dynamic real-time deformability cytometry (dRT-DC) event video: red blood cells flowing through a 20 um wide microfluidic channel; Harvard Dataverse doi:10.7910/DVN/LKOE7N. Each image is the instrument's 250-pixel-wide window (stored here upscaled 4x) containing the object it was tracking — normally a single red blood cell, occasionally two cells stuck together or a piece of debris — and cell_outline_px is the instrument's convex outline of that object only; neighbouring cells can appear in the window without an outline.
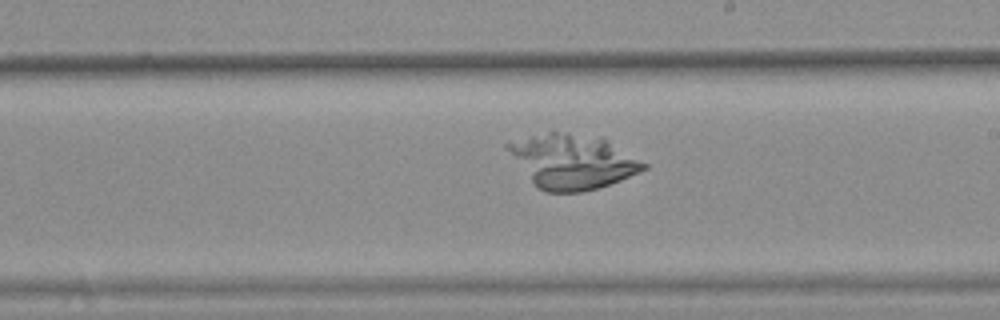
{"species": "common noctule bat (a hibernating species)", "species_latin": "Nyctalus noctula", "temperature_condition": "warm", "stored_images_in_passage": 36, "camera_frame_rate_fps": 3000, "um_per_image_px": 0.085, "animal": {"sex": "female", "body_mass_g": 25.1}, "frame": {"image": 1, "passage_image": 20, "time_ms": 6.333, "image_size_px": [1000, 320], "cell_outline_px": [[648, 168], [620, 180], [596, 188], [580, 192], [544, 192], [536, 188], [504, 144], [552, 128], [608, 140], [648, 164]], "centroid_in_image_um": [48.64, 13.69], "position_along_channel_um": 240.4, "area_um2": 43.06}}
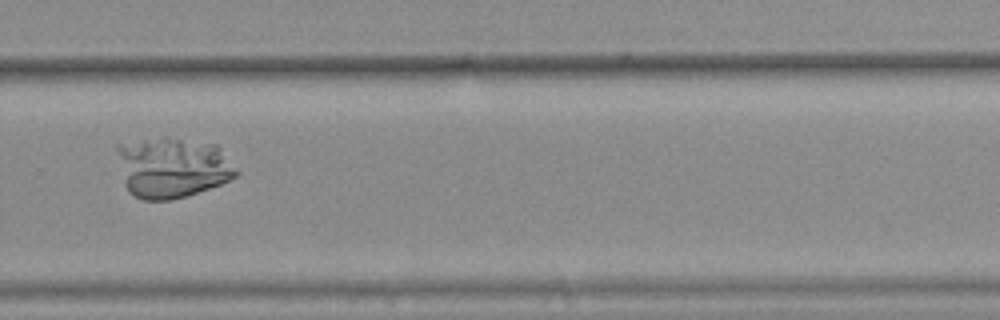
{"frame": {"image": 2, "passage_image": 26, "time_ms": 8.333, "image_size_px": [1000, 320], "cell_outline_px": [[240, 172], [236, 176], [220, 184], [172, 200], [144, 200], [128, 192], [116, 148], [116, 144], [164, 136], [168, 136], [216, 144], [220, 148]], "centroid_in_image_um": [14.67, 14.21], "position_along_channel_um": 315.1, "area_um2": 41.91}}
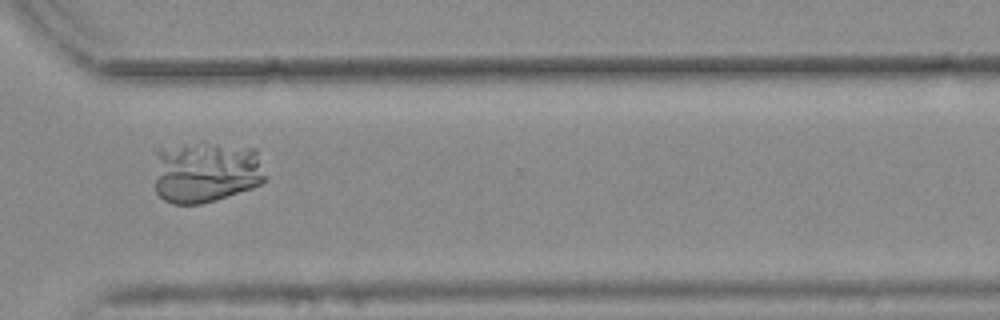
{"frame": {"image": 3, "passage_image": 29, "time_ms": 9.333, "image_size_px": [1000, 320], "cell_outline_px": [[268, 180], [252, 188], [216, 200], [200, 204], [172, 204], [164, 200], [156, 192], [156, 152], [160, 148], [204, 140], [256, 148], [268, 176]], "centroid_in_image_um": [17.56, 14.59], "position_along_channel_um": 353.0, "area_um2": 41.1}}